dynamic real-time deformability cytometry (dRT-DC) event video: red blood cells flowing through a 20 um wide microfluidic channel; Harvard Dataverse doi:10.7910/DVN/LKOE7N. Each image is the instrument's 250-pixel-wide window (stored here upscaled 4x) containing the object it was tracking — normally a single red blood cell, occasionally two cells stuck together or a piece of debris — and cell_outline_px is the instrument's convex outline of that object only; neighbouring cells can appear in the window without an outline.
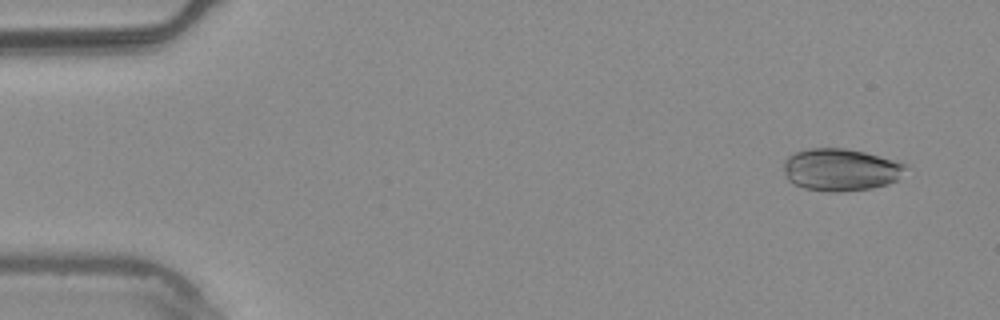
{"species": "common noctule bat (a hibernating species)", "species_latin": "Nyctalus noctula", "temperature_condition": "warm", "stored_images_in_passage": 6, "camera_frame_rate_fps": 3000, "um_per_image_px": 0.085, "animal": {"sex": "male", "body_mass_g": 20.4}, "frame": {"image": 1, "passage_image": 6, "time_ms": 1.667, "image_size_px": [1000, 320], "cell_outline_px": [[908, 168], [896, 180], [888, 184], [872, 188], [836, 192], [824, 192], [804, 188], [788, 180], [784, 172], [784, 160], [788, 156], [796, 152], [808, 148], [844, 148], [864, 152], [896, 160], [908, 164]], "centroid_in_image_um": [71.47, 14.42], "position_along_channel_um": 13.5, "area_um2": 30.23}}